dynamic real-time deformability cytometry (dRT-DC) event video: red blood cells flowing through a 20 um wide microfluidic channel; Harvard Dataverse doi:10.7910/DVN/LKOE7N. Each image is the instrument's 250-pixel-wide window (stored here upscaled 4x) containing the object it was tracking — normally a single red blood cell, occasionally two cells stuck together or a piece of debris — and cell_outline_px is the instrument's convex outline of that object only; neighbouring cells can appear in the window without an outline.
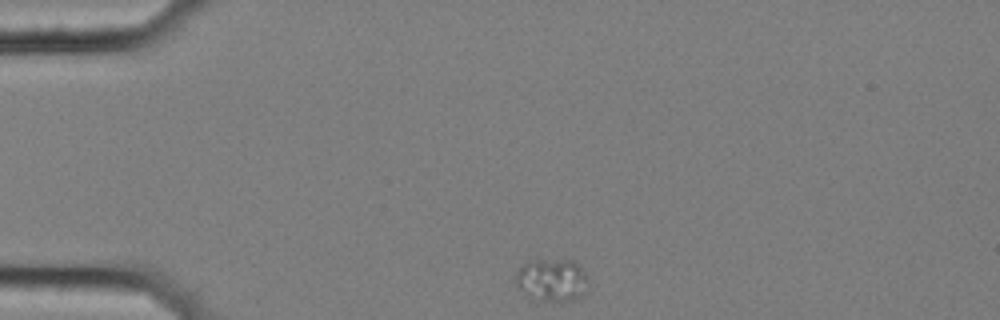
{"species": "common noctule bat (a hibernating species)", "species_latin": "Nyctalus noctula", "temperature_condition": "cold", "stored_images_in_passage": 47, "camera_frame_rate_fps": 3000, "um_per_image_px": 0.085, "animal": {"sex": "female", "body_mass_g": 25.1}, "frame": {"image": 1, "passage_image": 1, "time_ms": 0.0, "image_size_px": [1000, 320], "cell_outline_px": [[588, 292], [572, 300], [560, 304], [540, 300], [520, 288], [516, 284], [516, 272], [524, 264], [560, 260], [572, 260], [580, 264], [588, 276]], "centroid_in_image_um": [47.04, 23.85], "position_along_channel_um": 38.0, "area_um2": 17.86}}
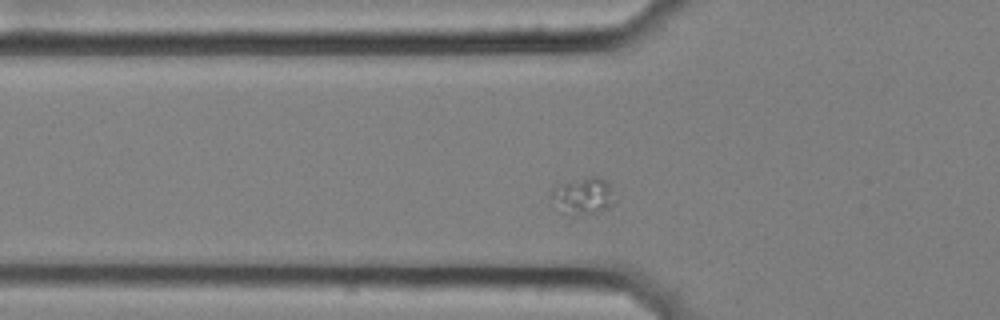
{"frame": {"image": 2, "passage_image": 8, "time_ms": 2.333, "image_size_px": [1000, 320], "cell_outline_px": [[616, 200], [608, 208], [588, 216], [568, 216], [548, 200], [548, 196], [552, 188], [564, 184], [592, 176], [596, 176], [608, 180], [612, 188]], "centroid_in_image_um": [49.56, 16.71], "position_along_channel_um": 76.2, "area_um2": 14.16}}
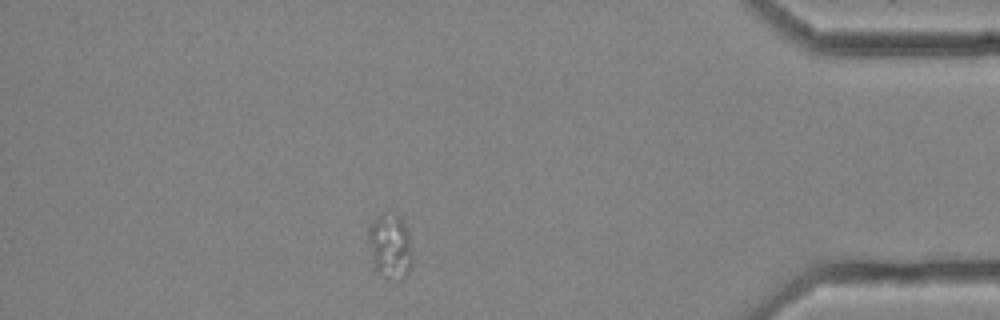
{"frame": {"image": 3, "passage_image": 40, "time_ms": 13.0, "image_size_px": [1000, 320], "cell_outline_px": [[412, 268], [408, 276], [400, 280], [384, 276], [376, 272], [372, 268], [368, 236], [368, 228], [372, 220], [380, 216], [400, 216], [408, 232], [412, 256]], "centroid_in_image_um": [33.16, 21.02], "position_along_channel_um": 402.0, "area_um2": 16.7}}